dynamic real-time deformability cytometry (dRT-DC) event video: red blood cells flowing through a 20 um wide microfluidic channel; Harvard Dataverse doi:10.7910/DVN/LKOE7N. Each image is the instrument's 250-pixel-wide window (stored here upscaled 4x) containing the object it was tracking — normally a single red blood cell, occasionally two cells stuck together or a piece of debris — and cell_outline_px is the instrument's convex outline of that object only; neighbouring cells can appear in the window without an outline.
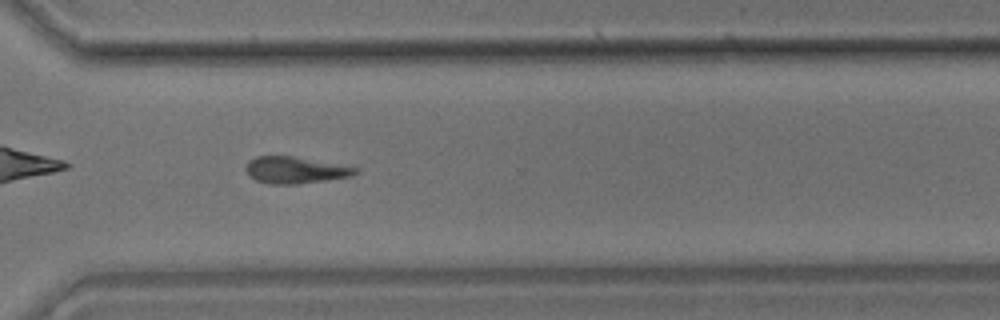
{"species": "common noctule bat (a hibernating species)", "species_latin": "Nyctalus noctula", "temperature_condition": "room temperature", "stored_images_in_passage": 49, "camera_frame_rate_fps": 3000, "um_per_image_px": 0.085, "animal": {"sex": "male", "body_mass_g": 17.9}, "frame": {"image": 1, "passage_image": 35, "time_ms": 11.333, "image_size_px": [1000, 320], "cell_outline_px": [[360, 172], [352, 176], [296, 184], [272, 184], [256, 180], [248, 176], [244, 168], [248, 160], [256, 156], [292, 156], [360, 168]], "centroid_in_image_um": [25.07, 14.45], "position_along_channel_um": 345.5, "area_um2": 17.05}, "authors_computed_cell_mechanics": {"area_um2": 17.629, "velocity_mm_per_s": 3.9433, "shape_relaxation_time_tau1_ms": 3.3156, "shape_relaxation_time_tau2_ms": 7.7219, "deformation_change_tau1": 0.1192, "deformation_change_tau2": 0.2064}}